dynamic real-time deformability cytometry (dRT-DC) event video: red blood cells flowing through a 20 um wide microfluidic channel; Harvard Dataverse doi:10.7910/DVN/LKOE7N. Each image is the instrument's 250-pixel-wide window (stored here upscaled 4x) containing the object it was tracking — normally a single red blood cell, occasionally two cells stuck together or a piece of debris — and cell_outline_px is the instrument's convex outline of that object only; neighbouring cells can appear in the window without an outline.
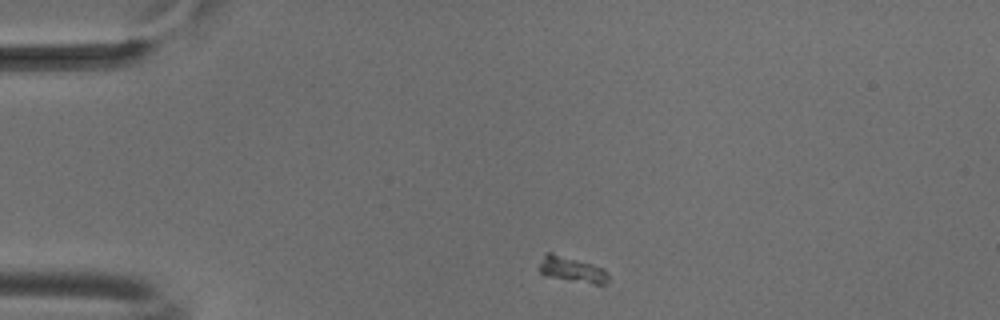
{"species": "common noctule bat (a hibernating species)", "species_latin": "Nyctalus noctula", "temperature_condition": "cold", "stored_images_in_passage": 44, "camera_frame_rate_fps": 3000, "um_per_image_px": 0.085, "animal": {"sex": "male", "body_mass_g": 18.8}, "frame": {"image": 1, "passage_image": 1, "time_ms": 0.0, "image_size_px": [1000, 320], "cell_outline_px": [[608, 280], [604, 288], [544, 276], [540, 272], [540, 264], [544, 252], [552, 252], [592, 264], [604, 268], [608, 272]], "centroid_in_image_um": [48.69, 22.97], "position_along_channel_um": 36.3, "area_um2": 10.92}}